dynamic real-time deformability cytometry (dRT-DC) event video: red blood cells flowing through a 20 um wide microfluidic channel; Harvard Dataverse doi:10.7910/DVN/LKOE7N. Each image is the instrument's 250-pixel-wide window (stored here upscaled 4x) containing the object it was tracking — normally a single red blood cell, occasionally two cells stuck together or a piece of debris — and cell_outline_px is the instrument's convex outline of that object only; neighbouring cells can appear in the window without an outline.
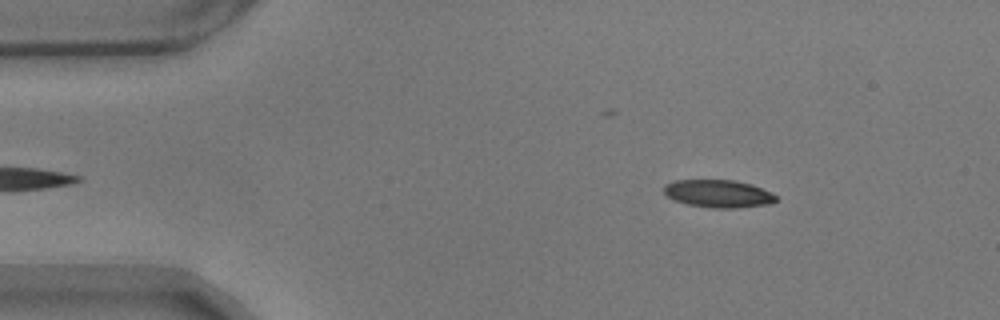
{"species": "common noctule bat (a hibernating species)", "species_latin": "Nyctalus noctula", "temperature_condition": "warm", "stored_images_in_passage": 17, "camera_frame_rate_fps": 3000, "um_per_image_px": 0.085, "animal": {"sex": "male", "body_mass_g": 17.9}, "frame": {"image": 1, "passage_image": 4, "time_ms": 1.0, "image_size_px": [1000, 320], "cell_outline_px": [[776, 200], [768, 204], [736, 208], [712, 208], [688, 204], [672, 200], [664, 192], [664, 184], [676, 180], [736, 180], [752, 184], [772, 192], [776, 196]], "centroid_in_image_um": [61.05, 16.45], "position_along_channel_um": 23.9, "area_um2": 18.15}}
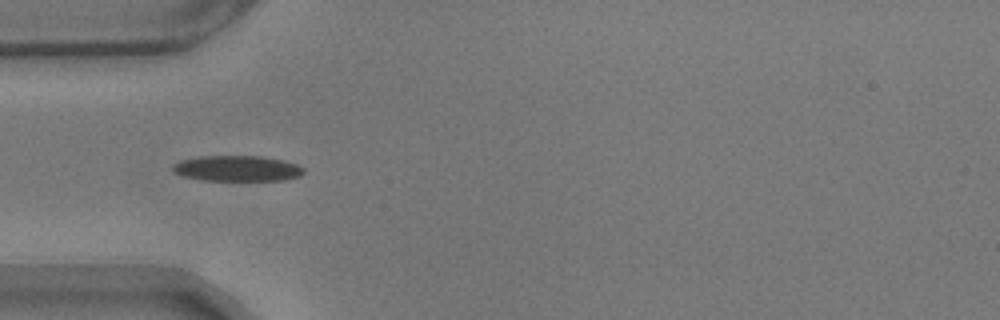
{"frame": {"image": 2, "passage_image": 13, "time_ms": 4.0, "image_size_px": [1000, 320], "cell_outline_px": [[304, 172], [300, 176], [284, 180], [204, 180], [184, 176], [176, 172], [172, 168], [172, 164], [180, 160], [200, 156], [260, 156], [284, 160], [296, 164], [304, 168]], "centroid_in_image_um": [20.18, 14.31], "position_along_channel_um": 64.8, "area_um2": 19.48}}